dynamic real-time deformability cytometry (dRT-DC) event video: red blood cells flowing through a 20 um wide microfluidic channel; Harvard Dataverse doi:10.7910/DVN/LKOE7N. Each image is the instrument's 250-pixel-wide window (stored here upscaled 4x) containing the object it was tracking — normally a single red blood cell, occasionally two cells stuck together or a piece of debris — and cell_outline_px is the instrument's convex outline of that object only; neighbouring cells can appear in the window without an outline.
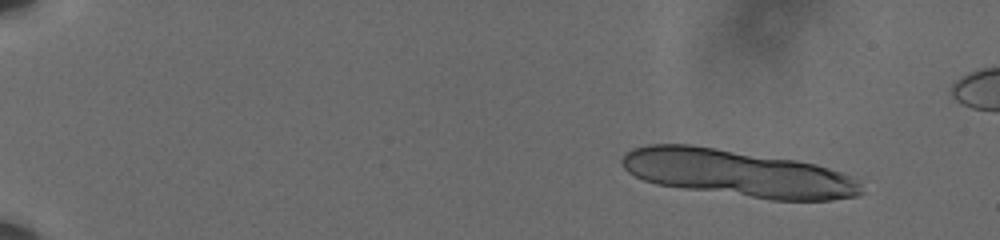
{"species": "human", "species_latin": "Homo sapiens", "temperature_condition": "cold", "stored_images_in_passage": 18, "camera_frame_rate_fps": 3000, "um_per_image_px": 0.085, "donor": {"sex": "male"}, "frame": {"image": 1, "passage_image": 6, "time_ms": 1.667, "image_size_px": [1000, 240], "cell_outline_px": [[864, 192], [856, 196], [832, 200], [772, 200], [684, 188], [656, 184], [644, 180], [628, 172], [624, 168], [620, 160], [632, 148], [648, 144], [692, 144], [796, 160], [816, 164], [852, 176], [860, 184]], "centroid_in_image_um": [62.71, 14.72], "position_along_channel_um": 22.3, "area_um2": 65.31}}